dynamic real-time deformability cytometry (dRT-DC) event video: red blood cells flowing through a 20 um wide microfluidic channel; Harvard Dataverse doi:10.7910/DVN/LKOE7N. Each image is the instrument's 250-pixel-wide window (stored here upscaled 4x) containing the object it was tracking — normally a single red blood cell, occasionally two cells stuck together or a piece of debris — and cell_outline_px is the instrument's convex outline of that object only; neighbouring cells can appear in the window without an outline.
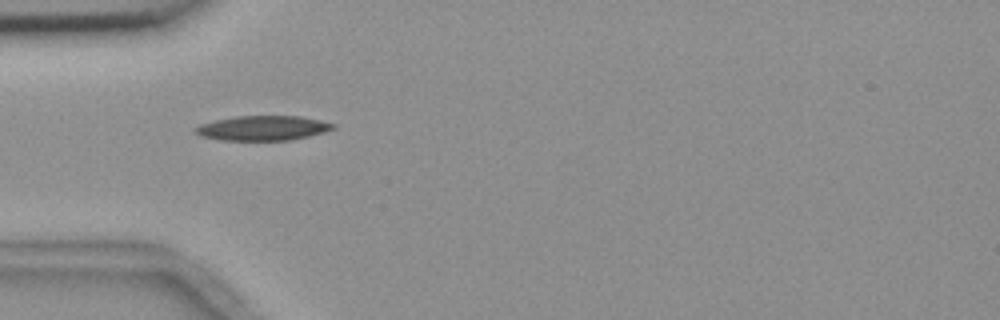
{"species": "common noctule bat (a hibernating species)", "species_latin": "Nyctalus noctula", "temperature_condition": "room temperature", "stored_images_in_passage": 7, "camera_frame_rate_fps": 3000, "um_per_image_px": 0.085, "animal": {"sex": "female", "body_mass_g": 18.4}, "frame": {"image": 1, "passage_image": 1, "time_ms": 0.0, "image_size_px": [1000, 320], "cell_outline_px": [[336, 128], [324, 132], [308, 136], [288, 140], [220, 140], [200, 136], [196, 132], [196, 128], [200, 124], [216, 120], [236, 116], [300, 116], [320, 120], [336, 124]], "centroid_in_image_um": [22.37, 10.88], "position_along_channel_um": 62.6, "area_um2": 19.71}}
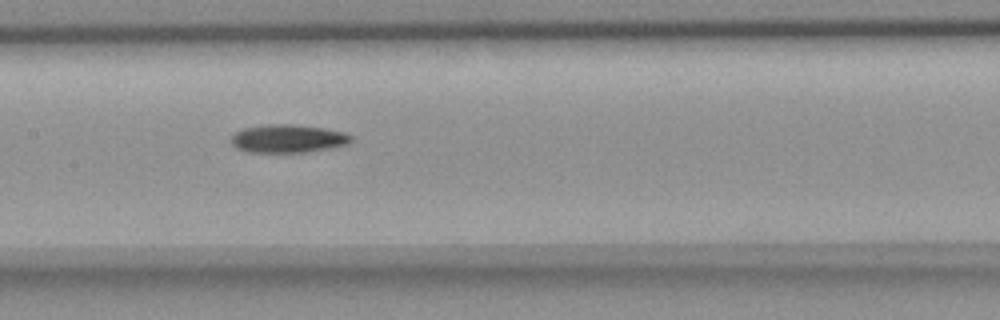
{"frame": {"image": 2, "passage_image": 4, "time_ms": 3.333, "image_size_px": [1000, 320], "cell_outline_px": [[352, 140], [348, 144], [328, 148], [304, 152], [248, 152], [236, 148], [232, 144], [232, 136], [236, 132], [244, 128], [268, 124], [292, 124], [324, 128], [344, 132], [352, 136]], "centroid_in_image_um": [24.48, 11.78], "position_along_channel_um": 182.9, "area_um2": 19.54}}
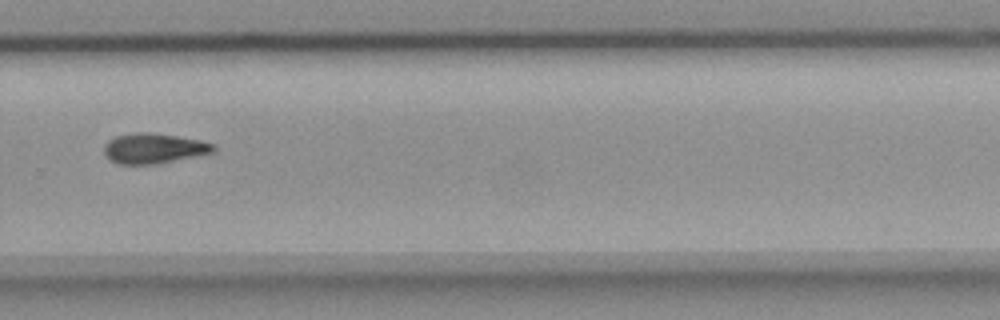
{"frame": {"image": 3, "passage_image": 7, "time_ms": 7.0, "image_size_px": [1000, 320], "cell_outline_px": [[216, 152], [160, 164], [116, 164], [108, 160], [104, 152], [104, 144], [108, 140], [116, 136], [136, 132], [152, 132], [200, 140], [216, 144]], "centroid_in_image_um": [13.09, 12.62], "position_along_channel_um": 316.7, "area_um2": 19.65}}